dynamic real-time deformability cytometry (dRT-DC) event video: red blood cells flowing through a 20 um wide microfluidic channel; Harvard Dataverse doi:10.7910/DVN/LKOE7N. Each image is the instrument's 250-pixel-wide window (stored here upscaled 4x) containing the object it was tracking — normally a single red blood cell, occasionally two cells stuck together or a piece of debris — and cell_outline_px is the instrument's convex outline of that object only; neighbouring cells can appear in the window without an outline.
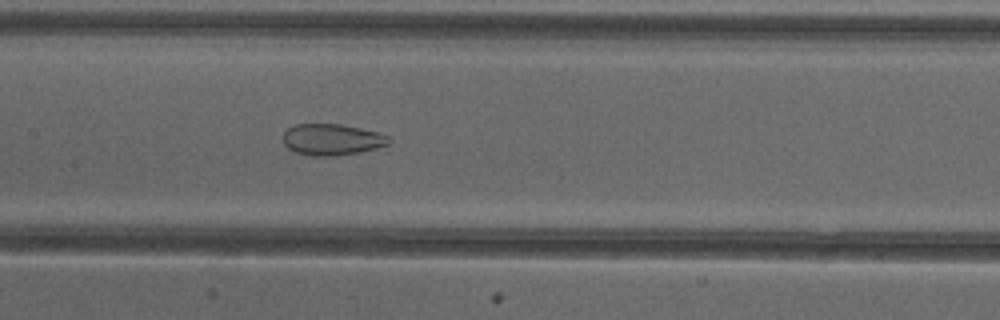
{"species": "common noctule bat (a hibernating species)", "species_latin": "Nyctalus noctula", "temperature_condition": "cold", "stored_images_in_passage": 44, "segment_of_instrument_passage": [2, 2], "camera_frame_rate_fps": 3000, "um_per_image_px": 0.085, "animal": {"sex": "female"}, "frame": {"image": 1, "passage_image": 24, "time_ms": 7.667, "image_size_px": [1000, 320], "cell_outline_px": [[392, 140], [388, 144], [376, 148], [360, 152], [332, 156], [312, 156], [296, 152], [288, 148], [284, 144], [284, 132], [288, 128], [296, 124], [340, 124], [360, 128], [376, 132], [388, 136]], "centroid_in_image_um": [28.21, 11.86], "position_along_channel_um": 179.2, "area_um2": 19.19}}
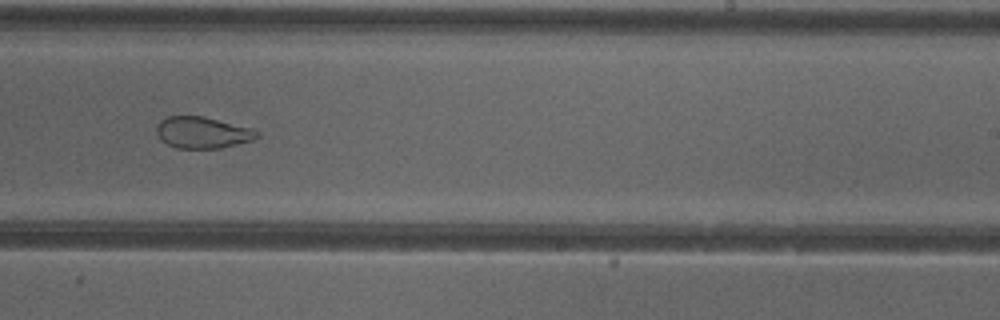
{"frame": {"image": 2, "passage_image": 31, "time_ms": 10.0, "image_size_px": [1000, 320], "cell_outline_px": [[260, 136], [252, 140], [220, 148], [176, 148], [160, 140], [156, 132], [156, 124], [160, 120], [168, 116], [204, 116], [252, 128], [260, 132]], "centroid_in_image_um": [17.2, 11.26], "position_along_channel_um": 271.8, "area_um2": 18.55}}
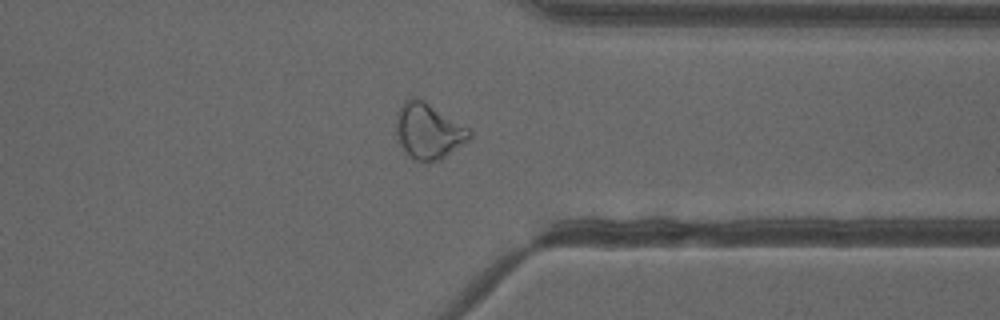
{"frame": {"image": 3, "passage_image": 39, "time_ms": 12.667, "image_size_px": [1000, 320], "cell_outline_px": [[472, 140], [440, 160], [428, 164], [412, 160], [408, 156], [400, 144], [396, 132], [396, 112], [400, 104], [404, 100], [424, 100], [468, 128], [472, 132]], "centroid_in_image_um": [36.43, 11.2], "position_along_channel_um": 375.0, "area_um2": 24.16}}